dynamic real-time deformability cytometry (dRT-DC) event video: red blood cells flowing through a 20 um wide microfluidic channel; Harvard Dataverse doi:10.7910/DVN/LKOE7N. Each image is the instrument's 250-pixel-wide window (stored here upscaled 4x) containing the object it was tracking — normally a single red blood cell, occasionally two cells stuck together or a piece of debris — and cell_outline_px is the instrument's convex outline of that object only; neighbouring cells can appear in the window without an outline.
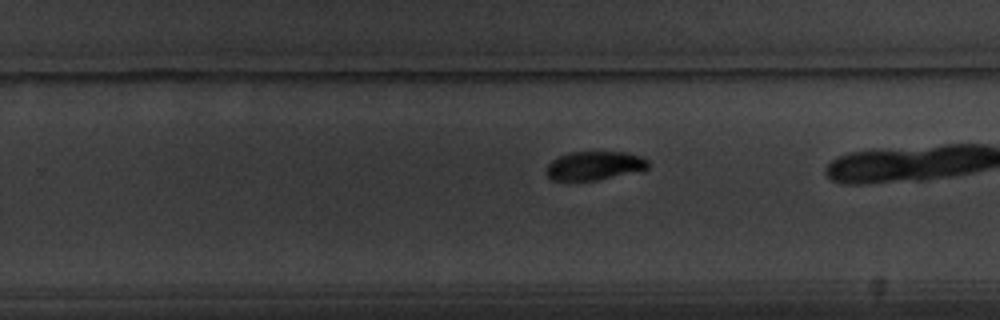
{"species": "common noctule bat (a hibernating species)", "species_latin": "Nyctalus noctula", "temperature_condition": "warm", "stored_images_in_passage": 42, "camera_frame_rate_fps": 3000, "um_per_image_px": 0.085, "animal": {"sex": "male", "body_mass_g": 20.1, "forearm_length_mm": 53.5}, "frame": {"image": 1, "passage_image": 34, "time_ms": 11.0, "image_size_px": [1000, 320], "cell_outline_px": [[652, 164], [648, 168], [596, 180], [552, 180], [548, 176], [548, 164], [552, 160], [568, 152], [624, 152], [640, 156], [648, 160]], "centroid_in_image_um": [50.54, 14.06], "position_along_channel_um": 279.3, "area_um2": 16.7}}